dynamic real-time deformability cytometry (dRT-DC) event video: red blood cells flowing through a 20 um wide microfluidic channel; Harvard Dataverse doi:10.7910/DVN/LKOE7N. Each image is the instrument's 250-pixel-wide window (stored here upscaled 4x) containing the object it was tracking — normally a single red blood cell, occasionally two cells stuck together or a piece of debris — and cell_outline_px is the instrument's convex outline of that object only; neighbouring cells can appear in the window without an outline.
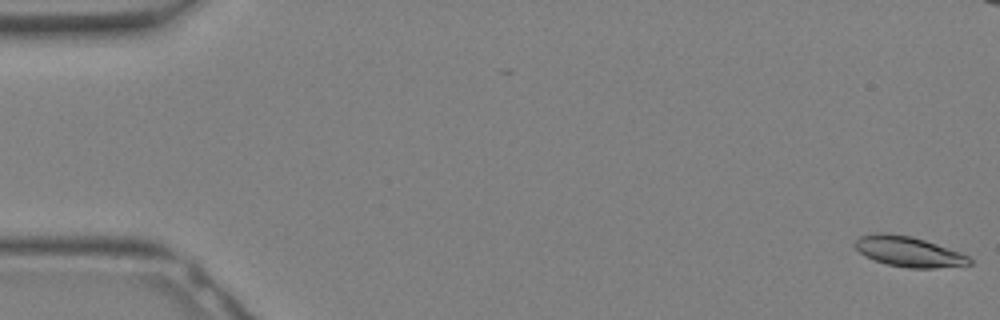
{"species": "Egyptian fruit bat (a non-hibernating species)", "species_latin": "Rousettus aegyptiacus", "temperature_condition": "warm", "stored_images_in_passage": 6, "camera_frame_rate_fps": 3000, "um_per_image_px": 0.085, "animal": {"sex": "female"}, "frame": {"image": 1, "passage_image": 1, "time_ms": 0.0, "image_size_px": [1000, 320], "cell_outline_px": [[972, 264], [936, 268], [908, 268], [888, 264], [864, 256], [856, 248], [856, 240], [860, 236], [880, 232], [884, 232], [912, 236], [960, 252], [968, 256], [972, 260]], "centroid_in_image_um": [77.25, 21.38], "position_along_channel_um": 7.8, "area_um2": 20.0}}